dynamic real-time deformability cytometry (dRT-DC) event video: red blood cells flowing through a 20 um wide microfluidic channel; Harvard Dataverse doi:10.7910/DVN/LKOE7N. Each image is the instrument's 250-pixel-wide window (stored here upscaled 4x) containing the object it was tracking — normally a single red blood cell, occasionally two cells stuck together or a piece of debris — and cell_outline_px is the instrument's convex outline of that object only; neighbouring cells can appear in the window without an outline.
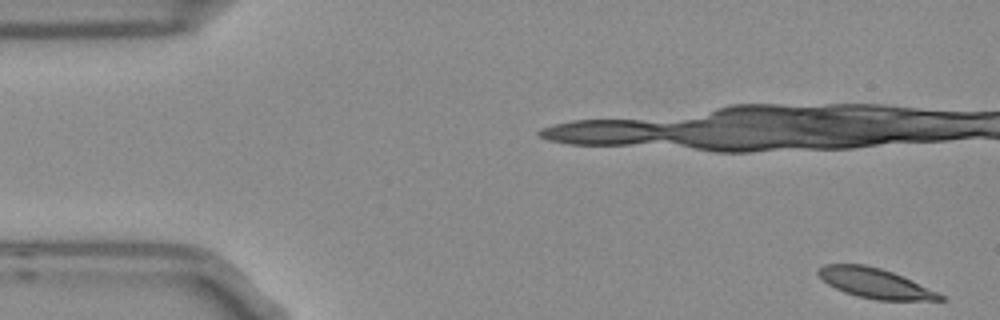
{"species": "Egyptian fruit bat (a non-hibernating species)", "species_latin": "Rousettus aegyptiacus", "temperature_condition": "room temperature", "stored_images_in_passage": 13, "camera_frame_rate_fps": 3000, "um_per_image_px": 0.085, "frame": {"image": 1, "passage_image": 1, "time_ms": 0.0, "image_size_px": [1000, 320], "cell_outline_px": [[944, 300], [876, 300], [856, 296], [844, 292], [828, 284], [816, 272], [816, 268], [824, 264], [864, 264], [880, 268], [892, 272], [936, 292], [944, 296]], "centroid_in_image_um": [74.3, 24.06], "position_along_channel_um": 10.7, "area_um2": 20.87}}